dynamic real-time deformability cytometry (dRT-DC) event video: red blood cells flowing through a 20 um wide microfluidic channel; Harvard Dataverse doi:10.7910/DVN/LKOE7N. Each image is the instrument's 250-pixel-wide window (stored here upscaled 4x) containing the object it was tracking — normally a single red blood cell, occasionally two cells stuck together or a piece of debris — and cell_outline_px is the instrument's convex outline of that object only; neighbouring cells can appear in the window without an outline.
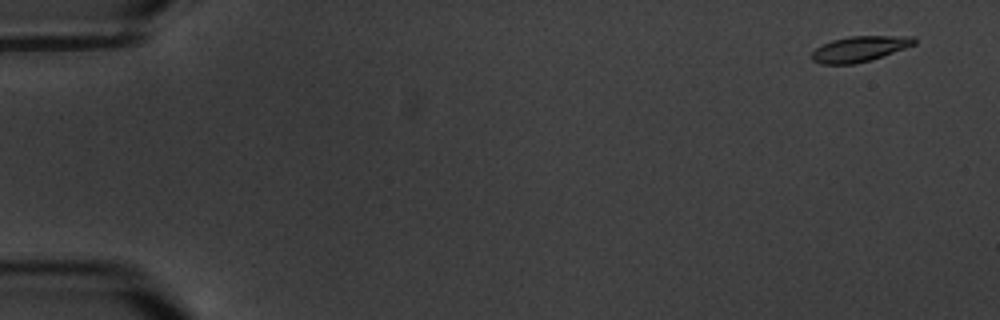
{"species": "common noctule bat (a hibernating species)", "species_latin": "Nyctalus noctula", "temperature_condition": "warm", "stored_images_in_passage": 13, "camera_frame_rate_fps": 3000, "um_per_image_px": 0.085, "animal": {"sex": "male", "body_mass_g": 20.1, "forearm_length_mm": 53.5}, "frame": {"image": 1, "passage_image": 2, "time_ms": 1.0, "image_size_px": [1000, 320], "cell_outline_px": [[916, 44], [868, 60], [852, 64], [820, 64], [812, 60], [812, 52], [816, 48], [832, 40], [848, 36], [916, 36]], "centroid_in_image_um": [73.05, 4.14], "position_along_channel_um": 11.9, "area_um2": 14.97}}
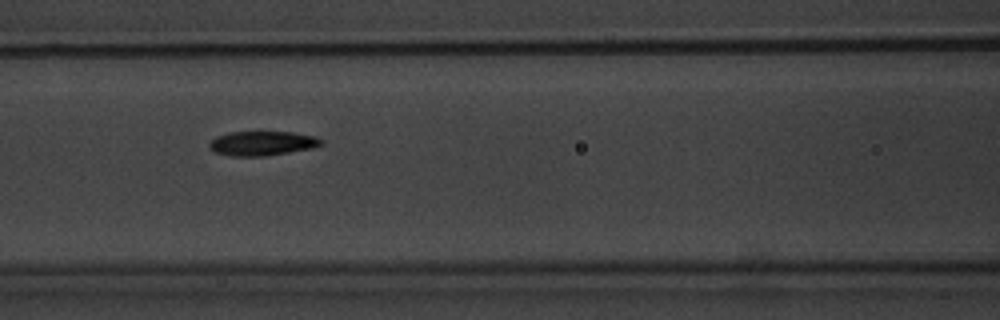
{"frame": {"image": 2, "passage_image": 9, "time_ms": 9.0, "image_size_px": [1000, 320], "cell_outline_px": [[324, 144], [316, 148], [264, 156], [232, 156], [216, 152], [208, 148], [208, 144], [216, 136], [228, 132], [292, 132], [316, 136], [324, 140]], "centroid_in_image_um": [22.34, 12.18], "position_along_channel_um": 144.3, "area_um2": 16.13}}
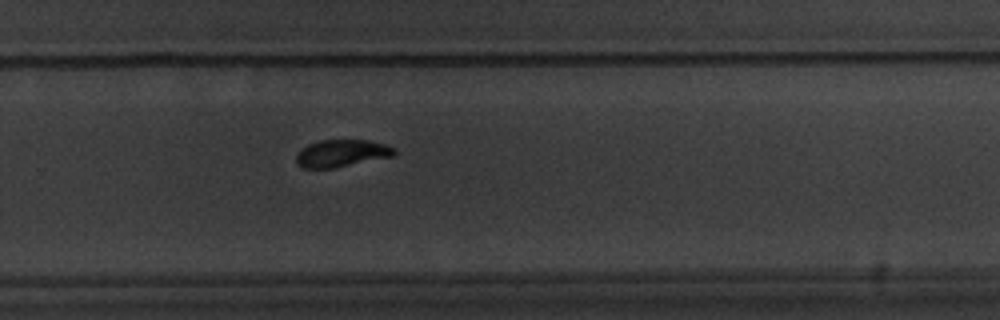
{"frame": {"image": 3, "passage_image": 13, "time_ms": 13.667, "image_size_px": [1000, 320], "cell_outline_px": [[396, 152], [392, 156], [332, 168], [304, 168], [296, 164], [296, 156], [308, 144], [320, 140], [368, 140], [384, 144], [396, 148]], "centroid_in_image_um": [29.04, 13.02], "position_along_channel_um": 300.8, "area_um2": 15.32}}